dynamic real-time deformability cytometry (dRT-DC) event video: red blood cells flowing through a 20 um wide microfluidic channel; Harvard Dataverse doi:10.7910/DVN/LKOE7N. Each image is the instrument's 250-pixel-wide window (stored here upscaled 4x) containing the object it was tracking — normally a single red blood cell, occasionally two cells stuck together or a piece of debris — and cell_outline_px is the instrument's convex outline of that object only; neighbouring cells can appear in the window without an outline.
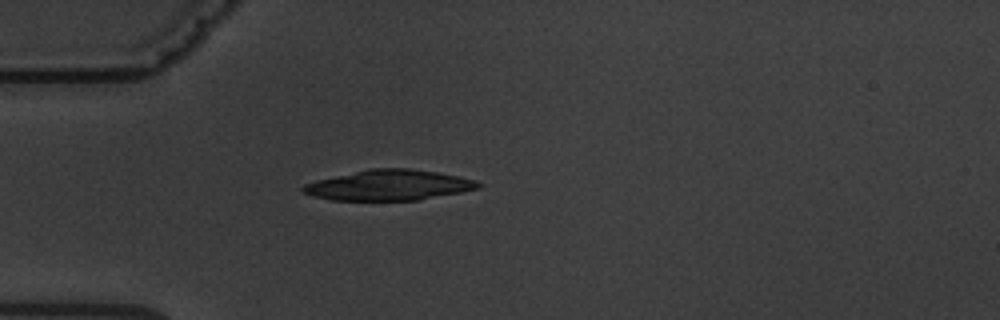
{"species": "common noctule bat (a hibernating species)", "species_latin": "Nyctalus noctula", "temperature_condition": "warm", "stored_images_in_passage": 1, "camera_frame_rate_fps": 3000, "um_per_image_px": 0.085, "animal": {"sex": "male", "body_mass_g": 19.5, "forearm_length_mm": 54.6}, "frame": {"image": 1, "passage_image": 1, "time_ms": 0.0, "image_size_px": [1000, 320], "cell_outline_px": [[484, 184], [480, 188], [420, 200], [332, 200], [312, 196], [304, 192], [300, 188], [304, 184], [316, 180], [372, 168], [408, 168], [436, 172], [476, 180]], "centroid_in_image_um": [33.07, 15.74], "position_along_channel_um": 51.9, "area_um2": 30.92}}